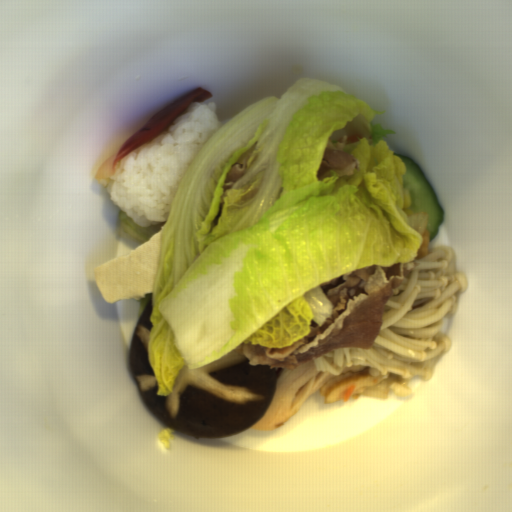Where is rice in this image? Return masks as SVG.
Segmentation results:
<instances>
[{"label":"rice","mask_w":512,"mask_h":512,"mask_svg":"<svg viewBox=\"0 0 512 512\" xmlns=\"http://www.w3.org/2000/svg\"><path fill=\"white\" fill-rule=\"evenodd\" d=\"M221 128L216 104H189L163 134L116 163L109 199L140 227L168 220L185 172Z\"/></svg>","instance_id":"obj_1"}]
</instances>
